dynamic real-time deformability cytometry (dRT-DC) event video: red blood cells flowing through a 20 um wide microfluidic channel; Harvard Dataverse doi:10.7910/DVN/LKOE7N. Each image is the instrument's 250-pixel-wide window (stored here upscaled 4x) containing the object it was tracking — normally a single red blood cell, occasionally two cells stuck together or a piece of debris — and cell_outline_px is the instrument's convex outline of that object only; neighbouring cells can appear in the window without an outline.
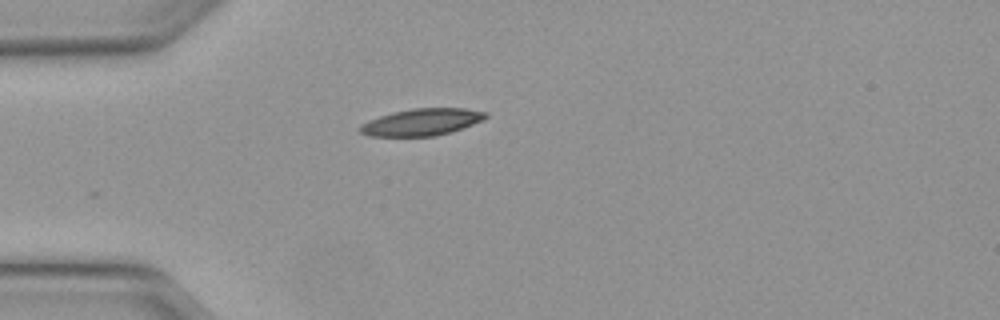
{"species": "Egyptian fruit bat (a non-hibernating species)", "species_latin": "Rousettus aegyptiacus", "temperature_condition": "warm", "stored_images_in_passage": 30, "camera_frame_rate_fps": 3000, "um_per_image_px": 0.085, "animal": {"sex": "female"}, "frame": {"image": 1, "passage_image": 1, "time_ms": 0.0, "image_size_px": [1000, 320], "cell_outline_px": [[488, 116], [484, 120], [436, 136], [368, 136], [360, 132], [356, 128], [360, 124], [368, 120], [392, 112], [412, 108], [464, 108], [488, 112]], "centroid_in_image_um": [35.81, 10.37], "position_along_channel_um": 49.2, "area_um2": 19.77}}
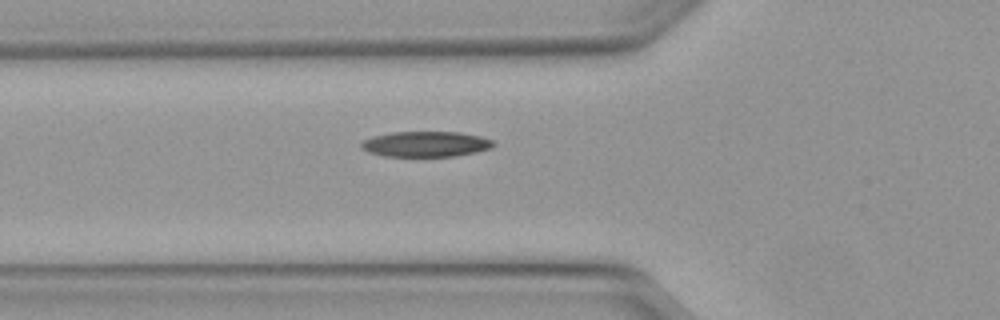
{"frame": {"image": 2, "passage_image": 5, "time_ms": 1.333, "image_size_px": [1000, 320], "cell_outline_px": [[496, 144], [492, 148], [476, 152], [456, 156], [384, 156], [368, 152], [360, 148], [360, 144], [364, 140], [372, 136], [392, 132], [460, 132], [480, 136], [492, 140]], "centroid_in_image_um": [36.19, 12.24], "position_along_channel_um": 89.6, "area_um2": 19.71}}
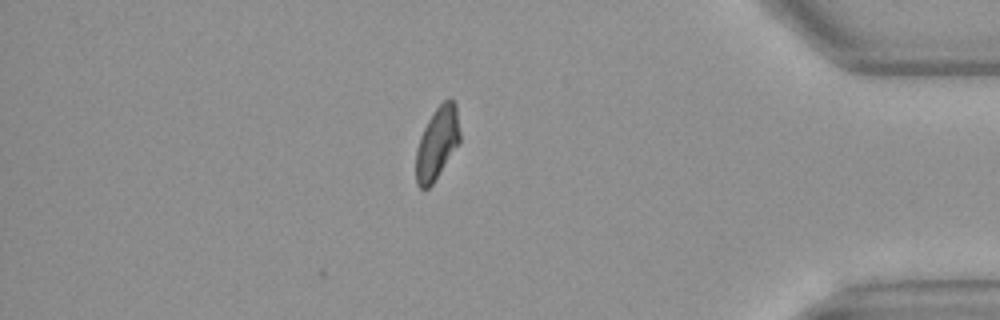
{"frame": {"image": 3, "passage_image": 30, "time_ms": 9.667, "image_size_px": [1000, 320], "cell_outline_px": [[460, 140], [432, 184], [428, 188], [420, 188], [416, 184], [416, 148], [420, 136], [428, 120], [436, 108], [444, 100], [452, 100], [456, 104], [460, 132]], "centroid_in_image_um": [37.14, 12.16], "position_along_channel_um": 398.1, "area_um2": 18.15}, "authors_computed_cell_mechanics": {"area_um2": 19.7098, "velocity_mm_per_s": 4.1243, "shape_relaxation_time_tau1_ms": 6.5007, "shape_relaxation_time_tau2_ms": 2.6063, "deformation_change_tau1": 0.194, "deformation_change_tau2": 0.0851}}